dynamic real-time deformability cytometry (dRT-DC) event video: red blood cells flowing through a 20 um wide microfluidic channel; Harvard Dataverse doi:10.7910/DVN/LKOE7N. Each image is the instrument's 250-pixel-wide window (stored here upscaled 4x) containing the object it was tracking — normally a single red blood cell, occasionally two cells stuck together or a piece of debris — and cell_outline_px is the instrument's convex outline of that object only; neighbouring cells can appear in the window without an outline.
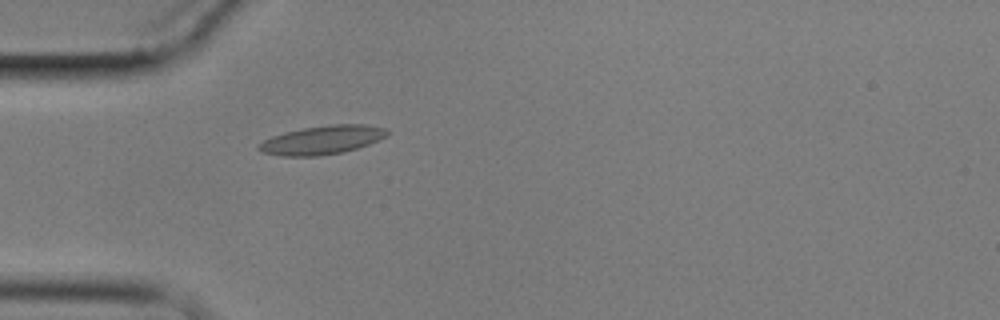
{"species": "common noctule bat (a hibernating species)", "species_latin": "Nyctalus noctula", "temperature_condition": "cold", "stored_images_in_passage": 1, "camera_frame_rate_fps": 3000, "um_per_image_px": 0.085, "animal": {"sex": "male", "body_mass_g": 17.9}, "frame": {"image": 1, "passage_image": 1, "time_ms": 0.0, "image_size_px": [1000, 320], "cell_outline_px": [[392, 132], [368, 144], [344, 152], [320, 156], [280, 156], [264, 152], [256, 148], [264, 140], [272, 136], [304, 128], [332, 124], [364, 124], [384, 128]], "centroid_in_image_um": [27.39, 11.9], "position_along_channel_um": 57.6, "area_um2": 21.15}}